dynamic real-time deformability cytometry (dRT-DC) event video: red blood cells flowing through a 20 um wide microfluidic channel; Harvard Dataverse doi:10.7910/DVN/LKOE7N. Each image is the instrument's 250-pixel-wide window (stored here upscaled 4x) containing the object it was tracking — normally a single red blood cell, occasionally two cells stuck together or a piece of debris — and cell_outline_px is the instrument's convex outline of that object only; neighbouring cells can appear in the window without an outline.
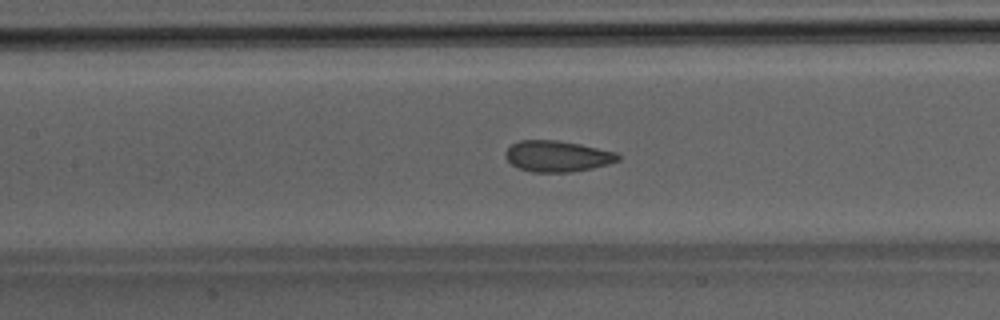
{"species": "Egyptian fruit bat (a non-hibernating species)", "species_latin": "Rousettus aegyptiacus", "temperature_condition": "room temperature", "stored_images_in_passage": 43, "camera_frame_rate_fps": 3000, "um_per_image_px": 0.085, "animal": {"sex": "male"}, "frame": {"image": 1, "passage_image": 17, "time_ms": 5.333, "image_size_px": [1000, 320], "cell_outline_px": [[620, 160], [608, 164], [592, 168], [568, 172], [532, 172], [520, 168], [512, 164], [504, 156], [504, 152], [512, 144], [520, 140], [556, 140], [580, 144], [616, 152], [620, 156]], "centroid_in_image_um": [47.37, 13.27], "position_along_channel_um": 160.0, "area_um2": 20.29}}
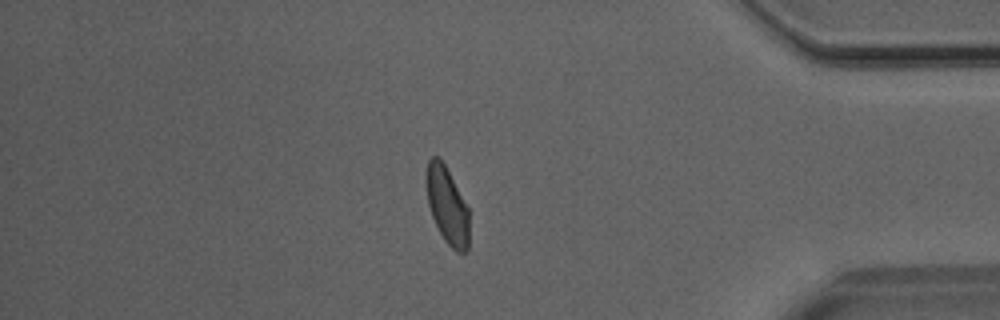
{"frame": {"image": 2, "passage_image": 36, "time_ms": 11.667, "image_size_px": [1000, 320], "cell_outline_px": [[468, 252], [456, 252], [444, 240], [432, 216], [428, 204], [424, 184], [424, 176], [428, 160], [432, 156], [436, 156], [444, 164], [468, 208]], "centroid_in_image_um": [37.97, 17.45], "position_along_channel_um": 397.2, "area_um2": 19.19}}
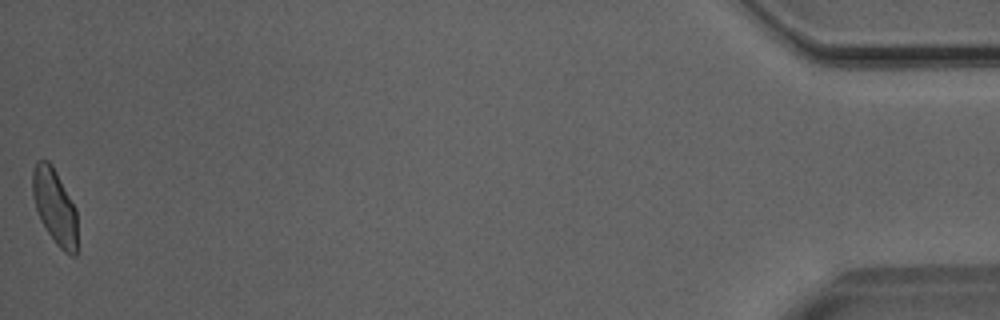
{"frame": {"image": 3, "passage_image": 43, "time_ms": 14.0, "image_size_px": [1000, 320], "cell_outline_px": [[76, 256], [72, 256], [64, 252], [56, 244], [40, 220], [32, 196], [32, 168], [36, 160], [48, 160], [52, 164], [76, 208]], "centroid_in_image_um": [4.63, 17.52], "position_along_channel_um": 430.6, "area_um2": 19.71}}